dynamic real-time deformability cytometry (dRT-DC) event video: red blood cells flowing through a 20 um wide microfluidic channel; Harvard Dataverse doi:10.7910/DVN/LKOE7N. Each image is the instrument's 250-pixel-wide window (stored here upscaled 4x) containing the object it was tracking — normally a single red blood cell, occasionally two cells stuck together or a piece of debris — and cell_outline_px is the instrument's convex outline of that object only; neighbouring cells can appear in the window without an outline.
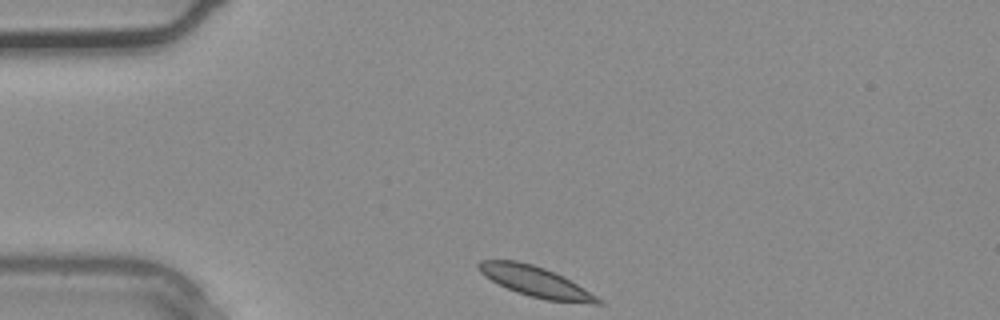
{"species": "common noctule bat (a hibernating species)", "species_latin": "Nyctalus noctula", "temperature_condition": "warm", "stored_images_in_passage": 2, "segment_of_instrument_passage": [2, 2], "camera_frame_rate_fps": 3000, "um_per_image_px": 0.085, "animal": {"sex": "male", "body_mass_g": 20.4}, "frame": {"image": 1, "passage_image": 2, "time_ms": 0.333, "image_size_px": [1000, 320], "cell_outline_px": [[604, 304], [592, 304], [548, 300], [528, 296], [516, 292], [484, 276], [476, 268], [476, 264], [480, 260], [516, 260], [532, 264], [556, 272], [584, 288], [604, 300]], "centroid_in_image_um": [45.55, 23.94], "position_along_channel_um": 39.5, "area_um2": 21.21}}